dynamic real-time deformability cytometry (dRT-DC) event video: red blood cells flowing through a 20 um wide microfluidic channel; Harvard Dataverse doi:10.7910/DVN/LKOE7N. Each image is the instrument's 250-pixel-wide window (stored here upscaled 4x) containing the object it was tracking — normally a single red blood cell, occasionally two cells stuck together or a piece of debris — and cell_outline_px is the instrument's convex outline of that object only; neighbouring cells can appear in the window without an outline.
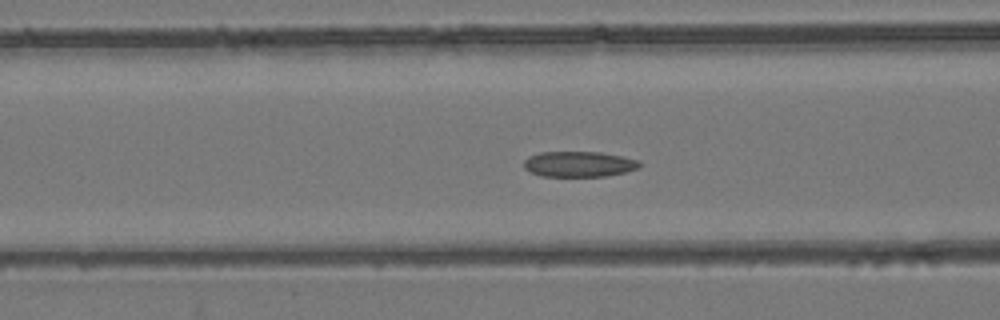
{"species": "common noctule bat (a hibernating species)", "species_latin": "Nyctalus noctula", "temperature_condition": "room temperature", "stored_images_in_passage": 38, "camera_frame_rate_fps": 3000, "um_per_image_px": 0.085, "animal": {"sex": "female", "body_mass_g": 24.6, "forearm_length_mm": 56.2}, "frame": {"image": 1, "passage_image": 6, "time_ms": 1.667, "image_size_px": [1000, 320], "cell_outline_px": [[644, 164], [636, 168], [624, 172], [604, 176], [540, 176], [524, 168], [524, 160], [528, 156], [540, 152], [600, 152], [640, 160]], "centroid_in_image_um": [49.2, 13.94], "position_along_channel_um": 117.4, "area_um2": 17.17}}
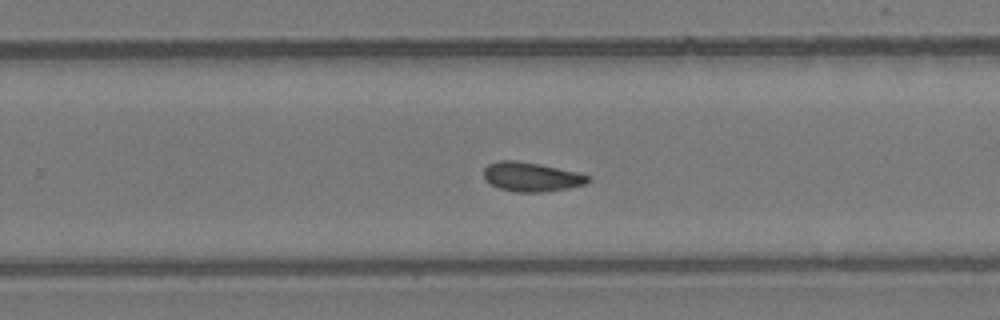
{"frame": {"image": 2, "passage_image": 19, "time_ms": 6.0, "image_size_px": [1000, 320], "cell_outline_px": [[592, 180], [584, 184], [568, 188], [544, 192], [516, 192], [500, 188], [492, 184], [484, 176], [484, 168], [488, 164], [496, 160], [516, 160], [540, 164], [576, 172], [592, 176]], "centroid_in_image_um": [45.19, 15.02], "position_along_channel_um": 284.6, "area_um2": 17.74}}
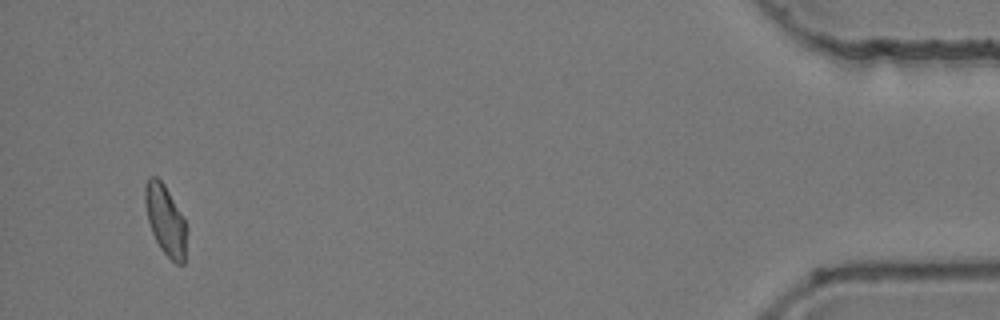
{"frame": {"image": 3, "passage_image": 36, "time_ms": 11.667, "image_size_px": [1000, 320], "cell_outline_px": [[188, 232], [184, 264], [176, 264], [160, 248], [152, 232], [148, 220], [144, 200], [144, 184], [148, 176], [156, 176], [164, 184], [180, 212], [188, 228]], "centroid_in_image_um": [14.07, 18.71], "position_along_channel_um": 421.1, "area_um2": 17.11}, "authors_computed_cell_mechanics": {"area_um2": 17.34, "velocity_mm_per_s": 3.8693, "shape_relaxation_time_tau1_ms": null, "shape_relaxation_time_tau2_ms": 3.0534, "deformation_change_tau1": null, "deformation_change_tau2": 0.0824}}